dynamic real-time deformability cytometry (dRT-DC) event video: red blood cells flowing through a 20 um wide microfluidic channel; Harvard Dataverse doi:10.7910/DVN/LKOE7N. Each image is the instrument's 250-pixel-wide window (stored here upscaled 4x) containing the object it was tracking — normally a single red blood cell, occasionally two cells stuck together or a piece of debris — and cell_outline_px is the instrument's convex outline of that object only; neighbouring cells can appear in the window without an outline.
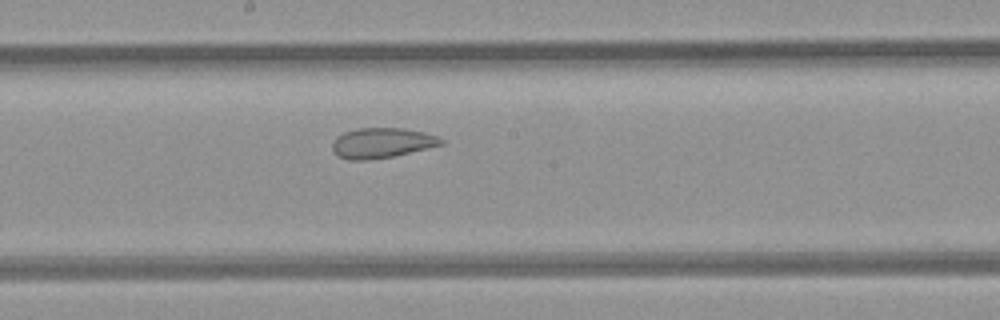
{"species": "common noctule bat (a hibernating species)", "species_latin": "Nyctalus noctula", "temperature_condition": "room temperature", "stored_images_in_passage": 5, "camera_frame_rate_fps": 3000, "um_per_image_px": 0.085, "animal": {"sex": "female", "body_mass_g": 21.9}, "frame": {"image": 1, "passage_image": 5, "time_ms": 4.667, "image_size_px": [1000, 320], "cell_outline_px": [[444, 144], [392, 156], [368, 160], [348, 160], [336, 156], [332, 152], [332, 144], [336, 136], [344, 132], [356, 128], [404, 128], [424, 132], [436, 136], [444, 140]], "centroid_in_image_um": [32.4, 12.15], "position_along_channel_um": 215.8, "area_um2": 19.19}}